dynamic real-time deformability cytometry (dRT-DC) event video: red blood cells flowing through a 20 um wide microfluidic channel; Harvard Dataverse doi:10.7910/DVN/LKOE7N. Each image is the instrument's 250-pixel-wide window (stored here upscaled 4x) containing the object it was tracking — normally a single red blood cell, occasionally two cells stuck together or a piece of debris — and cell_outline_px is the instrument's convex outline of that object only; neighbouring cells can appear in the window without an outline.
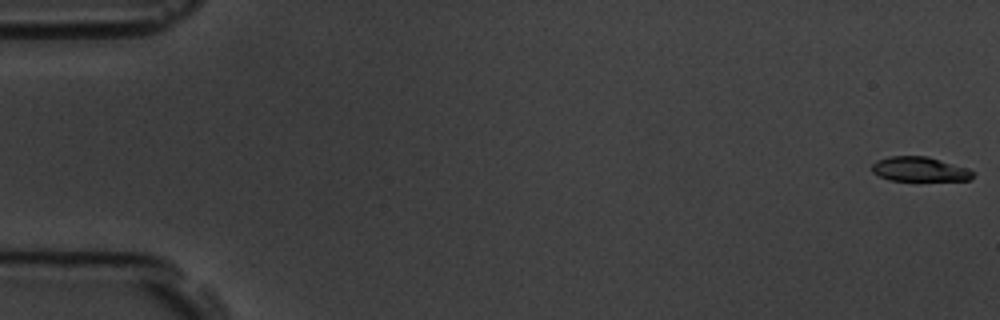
{"species": "common noctule bat (a hibernating species)", "species_latin": "Nyctalus noctula", "temperature_condition": "room temperature", "stored_images_in_passage": 57, "camera_frame_rate_fps": 3000, "um_per_image_px": 0.085, "animal": {"sex": "male", "body_mass_g": 19.5, "forearm_length_mm": 54.6}, "frame": {"image": 1, "passage_image": 1, "time_ms": 0.0, "image_size_px": [1000, 320], "cell_outline_px": [[976, 172], [968, 180], [888, 180], [872, 172], [872, 164], [876, 160], [888, 156], [928, 156], [968, 168]], "centroid_in_image_um": [78.15, 14.37], "position_along_channel_um": 6.8, "area_um2": 14.45}}
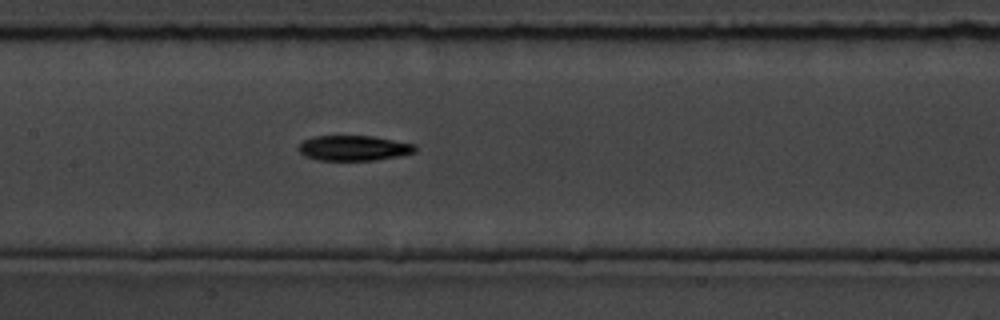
{"frame": {"image": 2, "passage_image": 28, "time_ms": 9.0, "image_size_px": [1000, 320], "cell_outline_px": [[416, 152], [376, 160], [320, 160], [304, 156], [296, 148], [304, 140], [316, 136], [372, 136], [416, 144]], "centroid_in_image_um": [30.06, 12.58], "position_along_channel_um": 177.3, "area_um2": 17.05}}
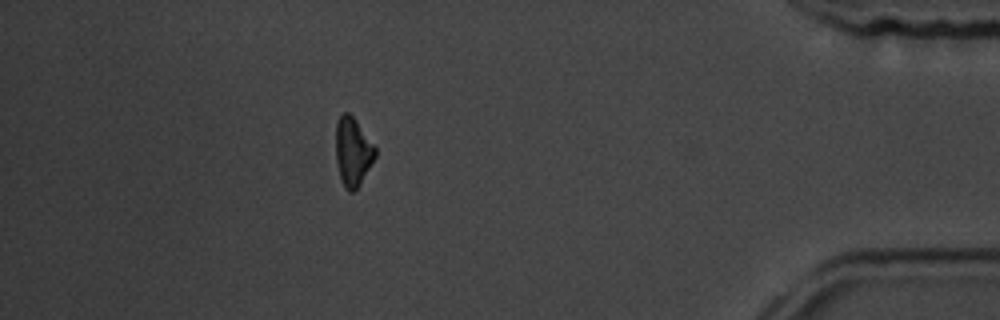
{"frame": {"image": 3, "passage_image": 51, "time_ms": 16.667, "image_size_px": [1000, 320], "cell_outline_px": [[376, 156], [360, 184], [352, 192], [348, 192], [344, 188], [340, 180], [336, 160], [336, 120], [344, 112], [348, 112], [356, 120], [376, 148]], "centroid_in_image_um": [29.97, 12.91], "position_along_channel_um": 405.2, "area_um2": 15.78}, "authors_computed_cell_mechanics": {"area_um2": 16.473, "velocity_mm_per_s": 3.5974, "shape_relaxation_time_tau1_ms": 4.6547, "shape_relaxation_time_tau2_ms": null, "deformation_change_tau1": 0.1268, "deformation_change_tau2": null}}